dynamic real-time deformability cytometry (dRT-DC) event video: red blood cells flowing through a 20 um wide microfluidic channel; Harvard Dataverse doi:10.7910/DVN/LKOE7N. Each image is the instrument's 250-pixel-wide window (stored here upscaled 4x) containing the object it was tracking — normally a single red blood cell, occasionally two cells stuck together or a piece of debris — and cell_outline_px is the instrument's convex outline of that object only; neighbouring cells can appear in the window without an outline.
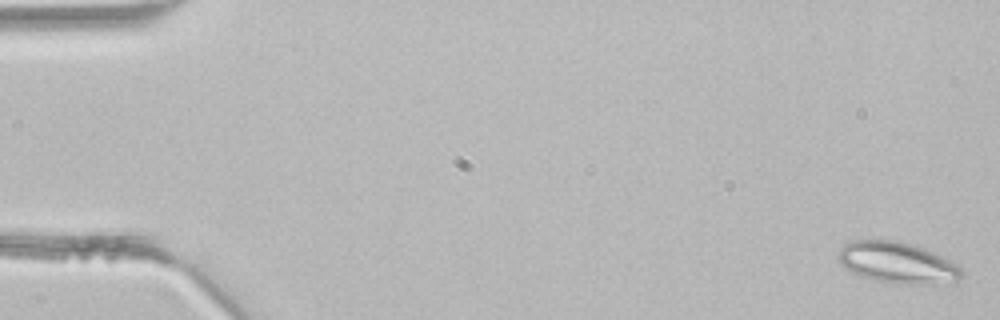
{"species": "common noctule bat (a hibernating species)", "species_latin": "Nyctalus noctula", "temperature_condition": "room temperature", "stored_images_in_passage": 45, "segment_of_instrument_passage": [1, 2], "camera_frame_rate_fps": 3000, "um_per_image_px": 0.085, "animal": {"sex": "male", "body_mass_g": 21.5, "forearm_length_mm": 52.0}, "frame": {"image": 1, "passage_image": 1, "time_ms": 0.0, "image_size_px": [1000, 320], "cell_outline_px": [[964, 272], [960, 280], [956, 284], [896, 284], [872, 280], [860, 276], [852, 272], [840, 264], [836, 260], [836, 256], [840, 248], [844, 244], [852, 240], [900, 240], [916, 244], [956, 264]], "centroid_in_image_um": [76.28, 22.34], "position_along_channel_um": 8.7, "area_um2": 30.4}}
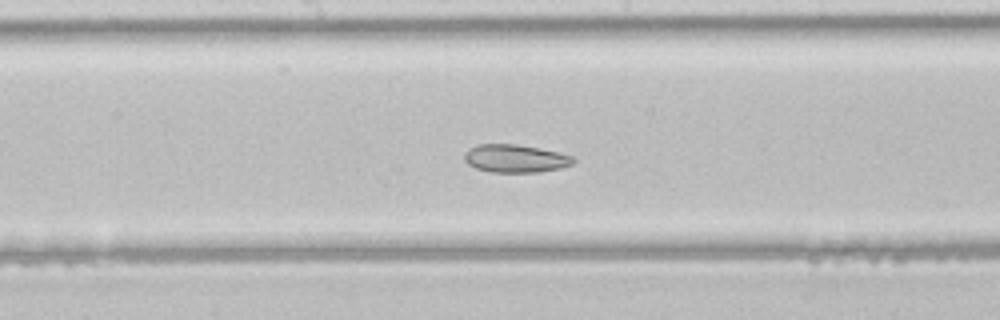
{"frame": {"image": 2, "passage_image": 23, "time_ms": 7.333, "image_size_px": [1000, 320], "cell_outline_px": [[576, 160], [572, 164], [560, 168], [540, 172], [492, 172], [476, 168], [468, 164], [464, 160], [464, 152], [468, 148], [476, 144], [516, 144], [540, 148], [572, 156]], "centroid_in_image_um": [43.77, 13.46], "position_along_channel_um": 204.4, "area_um2": 17.8}}
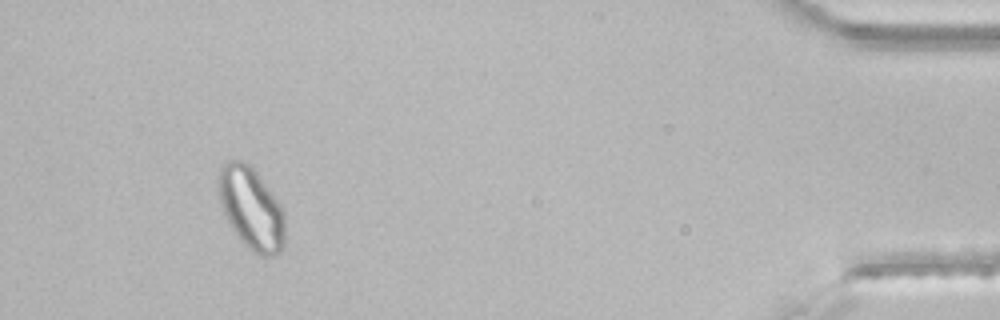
{"frame": {"image": 3, "passage_image": 41, "time_ms": 13.333, "image_size_px": [1000, 320], "cell_outline_px": [[284, 244], [280, 252], [276, 256], [260, 256], [252, 252], [240, 240], [232, 228], [224, 212], [220, 200], [216, 184], [216, 176], [220, 164], [228, 160], [240, 160], [248, 164], [256, 172], [284, 208]], "centroid_in_image_um": [21.34, 17.7], "position_along_channel_um": 413.9, "area_um2": 32.19}}